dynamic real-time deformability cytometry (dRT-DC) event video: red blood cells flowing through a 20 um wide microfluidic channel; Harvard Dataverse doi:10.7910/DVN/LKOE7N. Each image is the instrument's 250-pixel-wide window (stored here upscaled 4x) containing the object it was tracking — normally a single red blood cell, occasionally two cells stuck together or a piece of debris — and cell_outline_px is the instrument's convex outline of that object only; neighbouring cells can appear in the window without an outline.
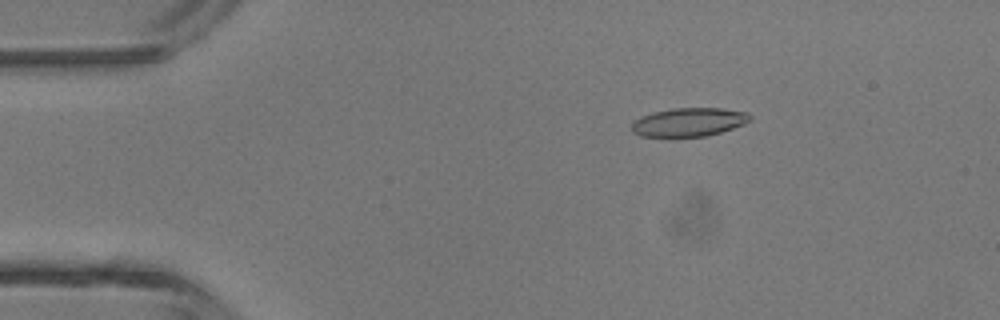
{"species": "common noctule bat (a hibernating species)", "species_latin": "Nyctalus noctula", "temperature_condition": "room temperature", "stored_images_in_passage": 46, "camera_frame_rate_fps": 3000, "um_per_image_px": 0.085, "animal": {"sex": "male", "body_mass_g": 13.3}, "frame": {"image": 1, "passage_image": 8, "time_ms": 2.333, "image_size_px": [1000, 320], "cell_outline_px": [[752, 120], [744, 124], [708, 136], [640, 136], [632, 132], [632, 124], [640, 116], [652, 112], [672, 108], [720, 108], [748, 112], [752, 116]], "centroid_in_image_um": [58.57, 10.37], "position_along_channel_um": 26.4, "area_um2": 19.71}}
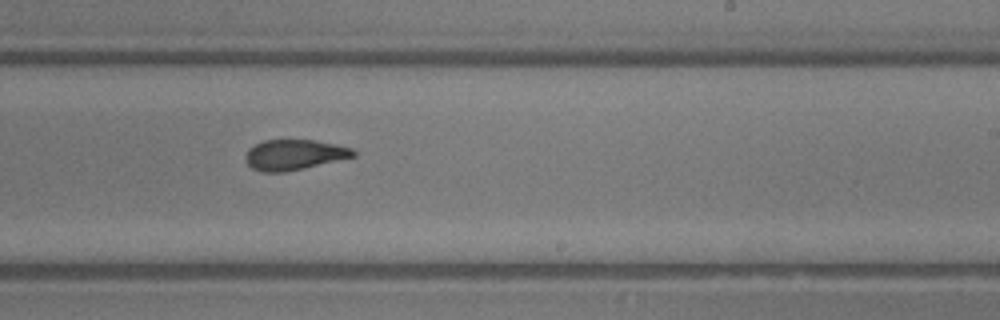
{"frame": {"image": 2, "passage_image": 28, "time_ms": 9.0, "image_size_px": [1000, 320], "cell_outline_px": [[356, 156], [304, 168], [284, 172], [260, 172], [252, 168], [244, 160], [244, 156], [248, 148], [264, 140], [316, 140], [336, 144], [352, 148], [356, 152]], "centroid_in_image_um": [24.98, 13.15], "position_along_channel_um": 264.0, "area_um2": 19.19}}
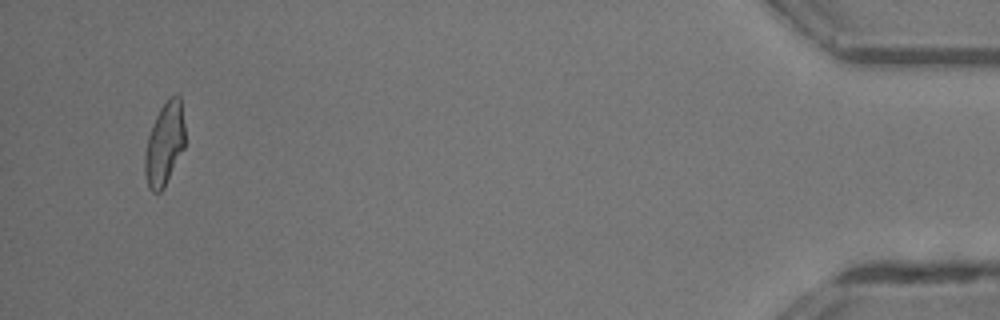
{"frame": {"image": 3, "passage_image": 44, "time_ms": 14.333, "image_size_px": [1000, 320], "cell_outline_px": [[184, 148], [164, 188], [160, 192], [152, 192], [148, 188], [144, 172], [144, 156], [148, 136], [156, 116], [160, 108], [168, 96], [180, 96], [184, 124]], "centroid_in_image_um": [13.97, 12.26], "position_along_channel_um": 421.2, "area_um2": 19.42}, "authors_computed_cell_mechanics": {"area_um2": 19.7098, "velocity_mm_per_s": 4.5245, "shape_relaxation_time_tau1_ms": 3.7111, "shape_relaxation_time_tau2_ms": 2.1553, "deformation_change_tau1": 0.1657, "deformation_change_tau2": 0.1094}}